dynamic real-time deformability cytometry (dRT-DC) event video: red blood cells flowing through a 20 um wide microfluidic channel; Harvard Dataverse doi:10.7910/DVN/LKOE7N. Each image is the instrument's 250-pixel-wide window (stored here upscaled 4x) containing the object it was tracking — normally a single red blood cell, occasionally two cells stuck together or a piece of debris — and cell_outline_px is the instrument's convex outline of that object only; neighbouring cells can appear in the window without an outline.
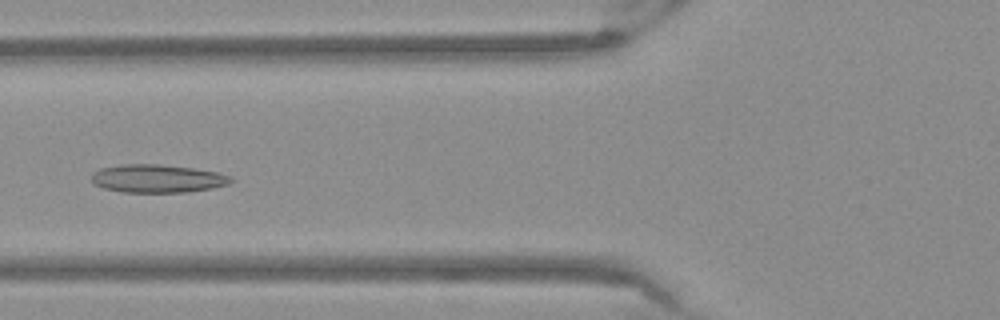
{"species": "Egyptian fruit bat (a non-hibernating species)", "species_latin": "Rousettus aegyptiacus", "temperature_condition": "warm", "stored_images_in_passage": 52, "camera_frame_rate_fps": 3000, "um_per_image_px": 0.085, "frame": {"image": 1, "passage_image": 20, "time_ms": 6.333, "image_size_px": [1000, 320], "cell_outline_px": [[236, 180], [228, 184], [212, 188], [188, 192], [120, 192], [104, 188], [96, 184], [92, 180], [92, 172], [100, 168], [124, 164], [160, 164], [192, 168], [220, 172], [232, 176]], "centroid_in_image_um": [13.43, 15.17], "position_along_channel_um": 112.4, "area_um2": 23.0}}
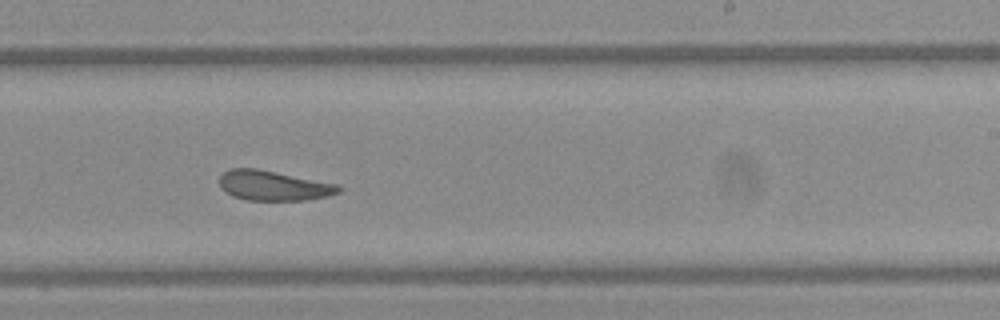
{"frame": {"image": 2, "passage_image": 32, "time_ms": 10.333, "image_size_px": [1000, 320], "cell_outline_px": [[340, 192], [328, 196], [304, 200], [248, 200], [232, 196], [224, 192], [220, 188], [220, 176], [224, 172], [232, 168], [256, 168], [340, 184]], "centroid_in_image_um": [23.24, 15.77], "position_along_channel_um": 265.8, "area_um2": 20.87}}
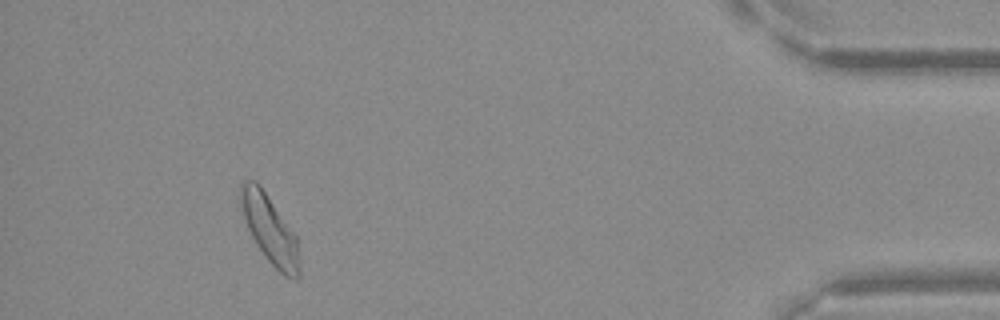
{"frame": {"image": 3, "passage_image": 48, "time_ms": 15.667, "image_size_px": [1000, 320], "cell_outline_px": [[300, 276], [296, 280], [292, 280], [284, 276], [268, 260], [256, 244], [248, 228], [240, 204], [240, 188], [244, 180], [256, 180], [260, 184], [296, 236], [300, 260]], "centroid_in_image_um": [22.95, 19.52], "position_along_channel_um": 412.2, "area_um2": 23.18}}